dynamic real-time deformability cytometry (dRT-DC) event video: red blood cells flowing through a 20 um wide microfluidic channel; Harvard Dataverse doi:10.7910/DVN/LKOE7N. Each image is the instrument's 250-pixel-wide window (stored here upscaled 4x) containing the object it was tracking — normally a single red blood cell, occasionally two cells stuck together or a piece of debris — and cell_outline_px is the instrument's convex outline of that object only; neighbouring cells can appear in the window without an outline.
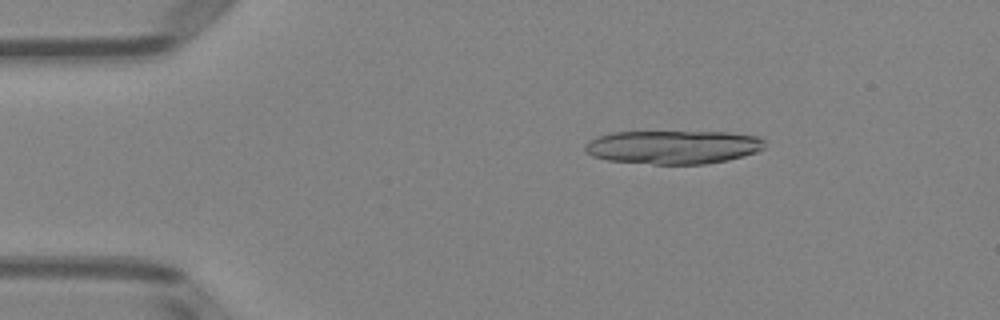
{"species": "Egyptian fruit bat (a non-hibernating species)", "species_latin": "Rousettus aegyptiacus", "temperature_condition": "room temperature", "stored_images_in_passage": 50, "camera_frame_rate_fps": 3000, "um_per_image_px": 0.085, "animal": {"sex": "female"}, "frame": {"image": 1, "passage_image": 8, "time_ms": 2.333, "image_size_px": [1000, 320], "cell_outline_px": [[764, 148], [756, 152], [728, 160], [704, 164], [652, 164], [608, 160], [592, 156], [584, 152], [584, 144], [596, 136], [612, 132], [728, 132], [756, 136], [764, 140]], "centroid_in_image_um": [57.17, 12.5], "position_along_channel_um": 27.8, "area_um2": 35.26}}
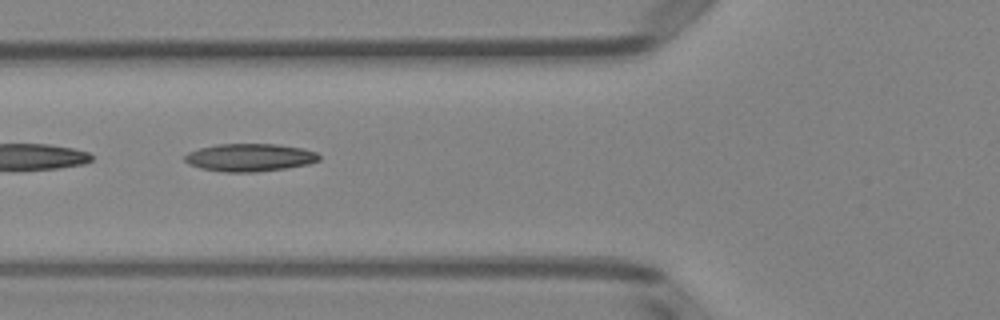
{"frame": {"image": 2, "passage_image": 19, "time_ms": 6.0, "image_size_px": [1000, 320], "cell_outline_px": [[320, 160], [308, 164], [288, 168], [256, 172], [224, 172], [200, 168], [188, 164], [184, 160], [184, 156], [188, 152], [200, 148], [216, 144], [280, 144], [304, 148], [316, 152], [320, 156]], "centroid_in_image_um": [21.24, 13.38], "position_along_channel_um": 104.6, "area_um2": 21.96}}
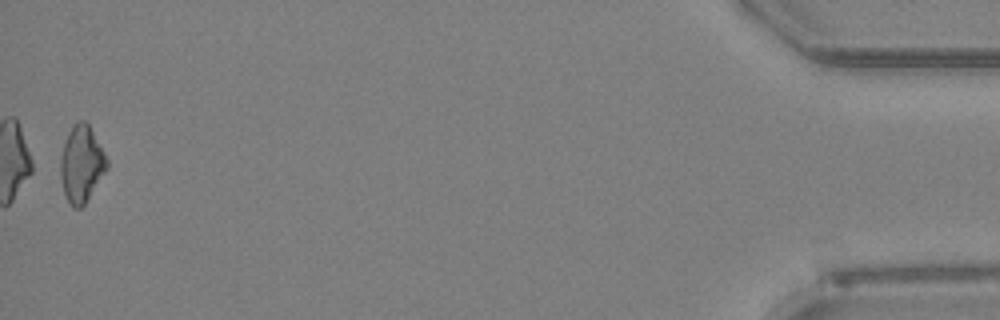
{"frame": {"image": 3, "passage_image": 50, "time_ms": 16.333, "image_size_px": [1000, 320], "cell_outline_px": [[108, 168], [84, 204], [80, 208], [72, 208], [68, 204], [60, 180], [60, 156], [68, 132], [72, 124], [80, 120], [84, 120], [88, 124], [108, 160]], "centroid_in_image_um": [6.9, 13.95], "position_along_channel_um": 428.3, "area_um2": 20.69}, "authors_computed_cell_mechanics": {"area_um2": 20.8369, "velocity_mm_per_s": 4.0199, "shape_relaxation_time_tau1_ms": 11.0283, "shape_relaxation_time_tau2_ms": null, "deformation_change_tau1": 0.2294, "deformation_change_tau2": null}}